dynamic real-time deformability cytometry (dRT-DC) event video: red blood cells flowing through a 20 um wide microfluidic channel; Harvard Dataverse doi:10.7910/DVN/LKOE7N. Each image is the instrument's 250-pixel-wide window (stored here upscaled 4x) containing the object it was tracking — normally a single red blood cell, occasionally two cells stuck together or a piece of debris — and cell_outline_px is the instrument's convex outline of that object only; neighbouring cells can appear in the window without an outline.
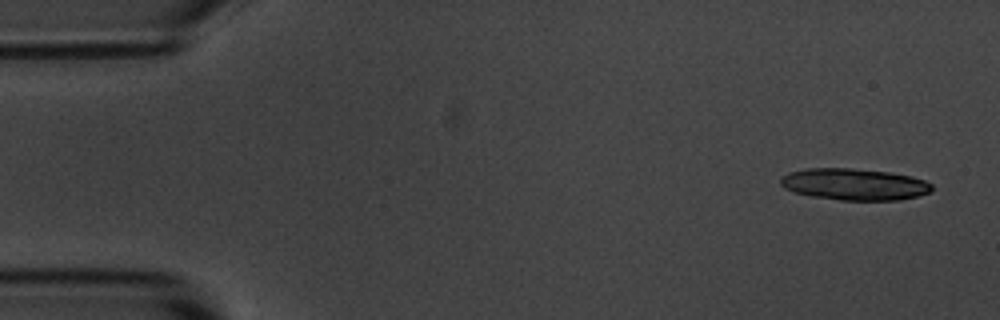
{"species": "common noctule bat (a hibernating species)", "species_latin": "Nyctalus noctula", "temperature_condition": "room temperature", "stored_images_in_passage": 5, "camera_frame_rate_fps": 3000, "um_per_image_px": 0.085, "animal": {"sex": "male", "body_mass_g": 20.1, "forearm_length_mm": 53.5}, "frame": {"image": 1, "passage_image": 1, "time_ms": 0.0, "image_size_px": [1000, 320], "cell_outline_px": [[932, 188], [928, 192], [916, 196], [900, 200], [840, 200], [812, 196], [796, 192], [784, 188], [780, 184], [780, 176], [788, 172], [808, 168], [852, 168], [888, 172], [912, 176], [924, 180], [932, 184]], "centroid_in_image_um": [72.58, 15.66], "position_along_channel_um": 12.4, "area_um2": 27.86}}